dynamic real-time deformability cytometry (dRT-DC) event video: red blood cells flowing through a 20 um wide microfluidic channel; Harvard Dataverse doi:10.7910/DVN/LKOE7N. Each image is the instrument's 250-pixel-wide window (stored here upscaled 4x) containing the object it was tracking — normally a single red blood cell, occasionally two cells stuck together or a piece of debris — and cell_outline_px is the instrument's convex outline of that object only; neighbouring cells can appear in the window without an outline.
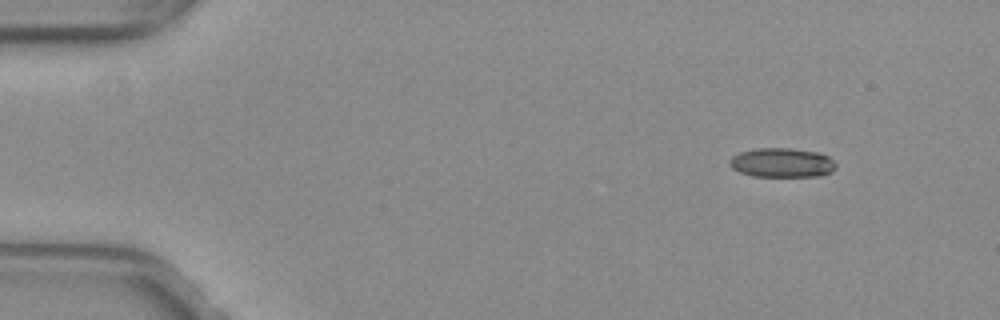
{"species": "common noctule bat (a hibernating species)", "species_latin": "Nyctalus noctula", "temperature_condition": "warm", "stored_images_in_passage": 47, "camera_frame_rate_fps": 3000, "um_per_image_px": 0.085, "animal": {"sex": "female", "body_mass_g": 29.2, "forearm_length_mm": 56.3}, "frame": {"image": 1, "passage_image": 1, "time_ms": 0.0, "image_size_px": [1000, 320], "cell_outline_px": [[836, 168], [832, 172], [820, 176], [752, 176], [740, 172], [732, 168], [728, 164], [728, 160], [732, 156], [740, 152], [756, 148], [788, 148], [820, 152], [828, 156], [836, 164]], "centroid_in_image_um": [66.46, 13.82], "position_along_channel_um": 18.5, "area_um2": 18.32}}
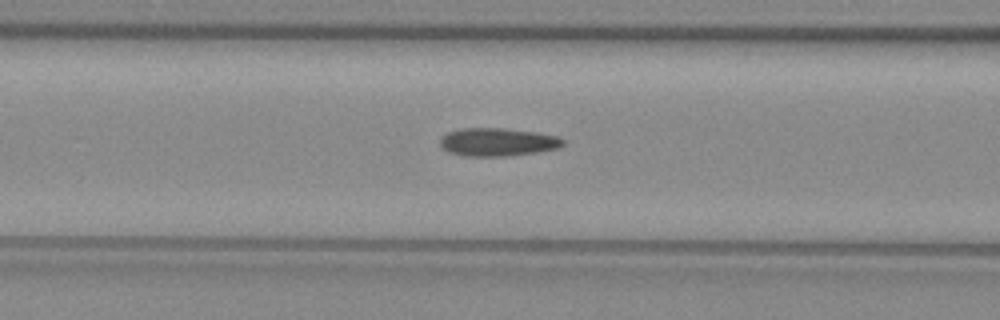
{"frame": {"image": 2, "passage_image": 17, "time_ms": 5.333, "image_size_px": [1000, 320], "cell_outline_px": [[564, 144], [560, 148], [536, 152], [508, 156], [464, 156], [448, 152], [440, 144], [440, 136], [448, 132], [460, 128], [504, 128], [536, 132], [560, 136], [564, 140]], "centroid_in_image_um": [42.31, 12.07], "position_along_channel_um": 124.3, "area_um2": 20.35}}
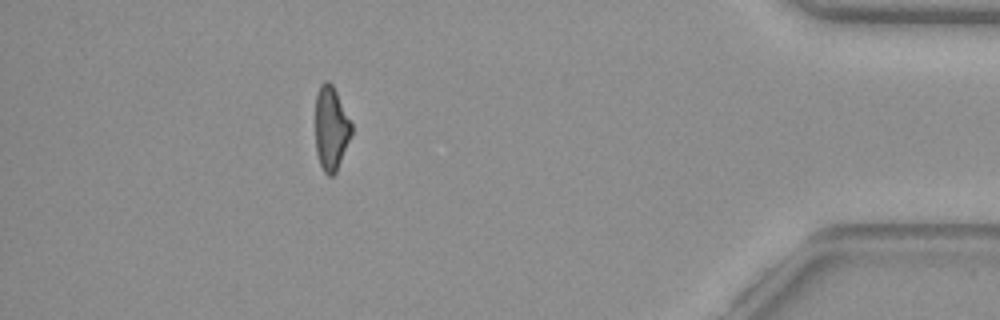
{"frame": {"image": 3, "passage_image": 42, "time_ms": 13.667, "image_size_px": [1000, 320], "cell_outline_px": [[352, 132], [336, 172], [332, 176], [328, 176], [324, 172], [320, 164], [316, 152], [316, 92], [320, 84], [324, 80], [328, 80], [332, 84], [352, 124]], "centroid_in_image_um": [28.12, 10.89], "position_along_channel_um": 407.1, "area_um2": 17.51}, "authors_computed_cell_mechanics": {"area_um2": 19.4208, "velocity_mm_per_s": 4.0012, "shape_relaxation_time_tau1_ms": null, "shape_relaxation_time_tau2_ms": 2.6189, "deformation_change_tau1": null, "deformation_change_tau2": 0.1099}}